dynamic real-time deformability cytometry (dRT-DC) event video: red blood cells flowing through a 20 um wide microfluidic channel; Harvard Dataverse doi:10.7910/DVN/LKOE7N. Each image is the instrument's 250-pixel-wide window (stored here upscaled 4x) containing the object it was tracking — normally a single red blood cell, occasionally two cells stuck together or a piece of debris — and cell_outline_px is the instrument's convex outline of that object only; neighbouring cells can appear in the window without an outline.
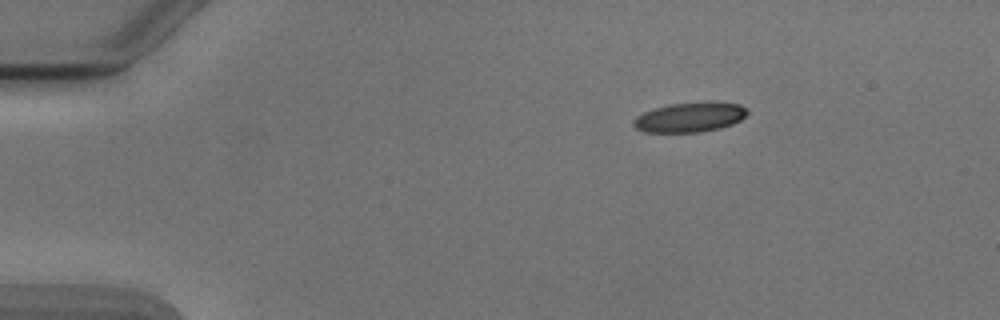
{"species": "Egyptian fruit bat (a non-hibernating species)", "species_latin": "Rousettus aegyptiacus", "temperature_condition": "cold", "stored_images_in_passage": 3, "camera_frame_rate_fps": 3000, "um_per_image_px": 0.085, "animal": {"sex": "male"}, "frame": {"image": 1, "passage_image": 1, "time_ms": 0.0, "image_size_px": [1000, 320], "cell_outline_px": [[748, 112], [740, 120], [732, 124], [720, 128], [700, 132], [644, 132], [636, 128], [632, 124], [632, 120], [636, 116], [644, 112], [668, 104], [740, 104], [748, 108]], "centroid_in_image_um": [58.58, 10.0], "position_along_channel_um": 26.4, "area_um2": 19.07}}